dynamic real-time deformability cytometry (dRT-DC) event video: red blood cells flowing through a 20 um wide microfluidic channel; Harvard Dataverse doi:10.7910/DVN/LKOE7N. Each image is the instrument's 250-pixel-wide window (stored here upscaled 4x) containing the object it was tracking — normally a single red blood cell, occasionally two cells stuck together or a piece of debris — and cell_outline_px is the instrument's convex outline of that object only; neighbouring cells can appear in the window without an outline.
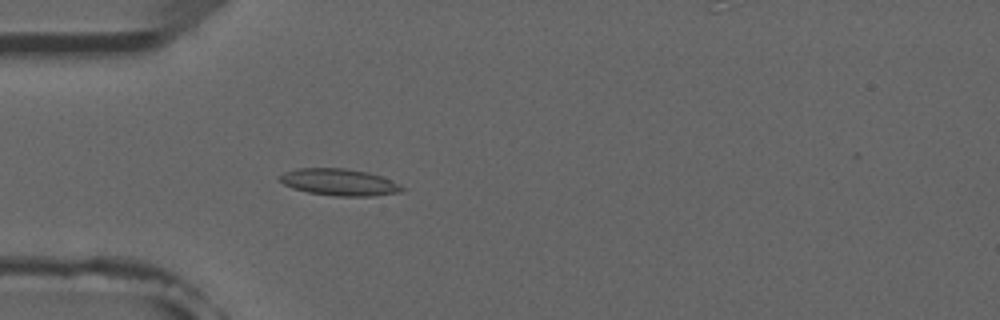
{"species": "common noctule bat (a hibernating species)", "species_latin": "Nyctalus noctula", "temperature_condition": "room temperature", "stored_images_in_passage": 5, "camera_frame_rate_fps": 3000, "um_per_image_px": 0.085, "animal": {"sex": "male", "forearm_length_mm": 52.5}, "frame": {"image": 1, "passage_image": 5, "time_ms": 4.667, "image_size_px": [1000, 320], "cell_outline_px": [[404, 188], [400, 192], [372, 196], [332, 196], [308, 192], [292, 188], [284, 184], [276, 176], [284, 172], [296, 168], [344, 168], [368, 172], [392, 180], [400, 184]], "centroid_in_image_um": [28.8, 15.48], "position_along_channel_um": 56.2, "area_um2": 19.19}}